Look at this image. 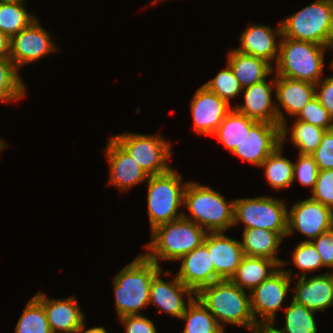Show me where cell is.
I'll list each match as a JSON object with an SVG mask.
<instances>
[{
	"label": "cell",
	"mask_w": 333,
	"mask_h": 333,
	"mask_svg": "<svg viewBox=\"0 0 333 333\" xmlns=\"http://www.w3.org/2000/svg\"><path fill=\"white\" fill-rule=\"evenodd\" d=\"M311 199L333 210V169L319 170Z\"/></svg>",
	"instance_id": "f35d334b"
},
{
	"label": "cell",
	"mask_w": 333,
	"mask_h": 333,
	"mask_svg": "<svg viewBox=\"0 0 333 333\" xmlns=\"http://www.w3.org/2000/svg\"><path fill=\"white\" fill-rule=\"evenodd\" d=\"M0 58H10V37L0 31Z\"/></svg>",
	"instance_id": "ee69618b"
},
{
	"label": "cell",
	"mask_w": 333,
	"mask_h": 333,
	"mask_svg": "<svg viewBox=\"0 0 333 333\" xmlns=\"http://www.w3.org/2000/svg\"><path fill=\"white\" fill-rule=\"evenodd\" d=\"M279 267L274 260L268 258L244 256L230 280L241 289L251 292Z\"/></svg>",
	"instance_id": "484cf974"
},
{
	"label": "cell",
	"mask_w": 333,
	"mask_h": 333,
	"mask_svg": "<svg viewBox=\"0 0 333 333\" xmlns=\"http://www.w3.org/2000/svg\"><path fill=\"white\" fill-rule=\"evenodd\" d=\"M194 130L198 135L212 136L227 113L233 108L217 94L201 85L191 103Z\"/></svg>",
	"instance_id": "5bb4252c"
},
{
	"label": "cell",
	"mask_w": 333,
	"mask_h": 333,
	"mask_svg": "<svg viewBox=\"0 0 333 333\" xmlns=\"http://www.w3.org/2000/svg\"><path fill=\"white\" fill-rule=\"evenodd\" d=\"M85 322L83 321L79 328L74 332V333H108L105 327L102 326H97V327H92L89 329H86L85 327ZM86 329V330H85Z\"/></svg>",
	"instance_id": "bcb514c9"
},
{
	"label": "cell",
	"mask_w": 333,
	"mask_h": 333,
	"mask_svg": "<svg viewBox=\"0 0 333 333\" xmlns=\"http://www.w3.org/2000/svg\"><path fill=\"white\" fill-rule=\"evenodd\" d=\"M251 333H282L278 328L274 327V323H258Z\"/></svg>",
	"instance_id": "f6af8a7d"
},
{
	"label": "cell",
	"mask_w": 333,
	"mask_h": 333,
	"mask_svg": "<svg viewBox=\"0 0 333 333\" xmlns=\"http://www.w3.org/2000/svg\"><path fill=\"white\" fill-rule=\"evenodd\" d=\"M311 155L319 170L333 169V129L326 130L321 144Z\"/></svg>",
	"instance_id": "ab89813d"
},
{
	"label": "cell",
	"mask_w": 333,
	"mask_h": 333,
	"mask_svg": "<svg viewBox=\"0 0 333 333\" xmlns=\"http://www.w3.org/2000/svg\"><path fill=\"white\" fill-rule=\"evenodd\" d=\"M183 206L191 218L185 212L183 217L195 222L206 232H225L234 226V200L227 202L224 196L210 186L187 182Z\"/></svg>",
	"instance_id": "3957f363"
},
{
	"label": "cell",
	"mask_w": 333,
	"mask_h": 333,
	"mask_svg": "<svg viewBox=\"0 0 333 333\" xmlns=\"http://www.w3.org/2000/svg\"><path fill=\"white\" fill-rule=\"evenodd\" d=\"M112 138L149 176L163 174L172 169L168 162L172 155L171 143L165 141L162 135L125 132L112 135Z\"/></svg>",
	"instance_id": "9c48e42d"
},
{
	"label": "cell",
	"mask_w": 333,
	"mask_h": 333,
	"mask_svg": "<svg viewBox=\"0 0 333 333\" xmlns=\"http://www.w3.org/2000/svg\"><path fill=\"white\" fill-rule=\"evenodd\" d=\"M14 333H52L44 307L35 296L26 304Z\"/></svg>",
	"instance_id": "d6a6232c"
},
{
	"label": "cell",
	"mask_w": 333,
	"mask_h": 333,
	"mask_svg": "<svg viewBox=\"0 0 333 333\" xmlns=\"http://www.w3.org/2000/svg\"><path fill=\"white\" fill-rule=\"evenodd\" d=\"M147 182V208L150 229L183 217V194L186 183L182 175L171 169L163 174L149 176Z\"/></svg>",
	"instance_id": "8992f818"
},
{
	"label": "cell",
	"mask_w": 333,
	"mask_h": 333,
	"mask_svg": "<svg viewBox=\"0 0 333 333\" xmlns=\"http://www.w3.org/2000/svg\"><path fill=\"white\" fill-rule=\"evenodd\" d=\"M25 1L0 0V31L10 38L28 27L37 18L27 11Z\"/></svg>",
	"instance_id": "f1b7e54d"
},
{
	"label": "cell",
	"mask_w": 333,
	"mask_h": 333,
	"mask_svg": "<svg viewBox=\"0 0 333 333\" xmlns=\"http://www.w3.org/2000/svg\"><path fill=\"white\" fill-rule=\"evenodd\" d=\"M180 320L186 322L182 333H219L223 329L197 297L189 303Z\"/></svg>",
	"instance_id": "f546056e"
},
{
	"label": "cell",
	"mask_w": 333,
	"mask_h": 333,
	"mask_svg": "<svg viewBox=\"0 0 333 333\" xmlns=\"http://www.w3.org/2000/svg\"><path fill=\"white\" fill-rule=\"evenodd\" d=\"M315 97L333 117V75L327 76L315 84Z\"/></svg>",
	"instance_id": "7bdbcfd3"
},
{
	"label": "cell",
	"mask_w": 333,
	"mask_h": 333,
	"mask_svg": "<svg viewBox=\"0 0 333 333\" xmlns=\"http://www.w3.org/2000/svg\"><path fill=\"white\" fill-rule=\"evenodd\" d=\"M104 150L110 167L108 184L125 192L148 180L149 175L112 137Z\"/></svg>",
	"instance_id": "e0dca14e"
},
{
	"label": "cell",
	"mask_w": 333,
	"mask_h": 333,
	"mask_svg": "<svg viewBox=\"0 0 333 333\" xmlns=\"http://www.w3.org/2000/svg\"><path fill=\"white\" fill-rule=\"evenodd\" d=\"M227 64L233 70L242 88L262 82L274 74V66L266 60L243 54L234 48L228 52Z\"/></svg>",
	"instance_id": "d4e9b609"
},
{
	"label": "cell",
	"mask_w": 333,
	"mask_h": 333,
	"mask_svg": "<svg viewBox=\"0 0 333 333\" xmlns=\"http://www.w3.org/2000/svg\"><path fill=\"white\" fill-rule=\"evenodd\" d=\"M279 144H281V126L257 122L232 154L259 167Z\"/></svg>",
	"instance_id": "9a60e30c"
},
{
	"label": "cell",
	"mask_w": 333,
	"mask_h": 333,
	"mask_svg": "<svg viewBox=\"0 0 333 333\" xmlns=\"http://www.w3.org/2000/svg\"><path fill=\"white\" fill-rule=\"evenodd\" d=\"M203 85L211 92L217 94L221 99L225 100L229 105H231L230 99L243 93V88L228 64L225 69L219 71L214 78Z\"/></svg>",
	"instance_id": "e575fe53"
},
{
	"label": "cell",
	"mask_w": 333,
	"mask_h": 333,
	"mask_svg": "<svg viewBox=\"0 0 333 333\" xmlns=\"http://www.w3.org/2000/svg\"><path fill=\"white\" fill-rule=\"evenodd\" d=\"M6 148V143L4 142L3 139H0V153L2 150H4Z\"/></svg>",
	"instance_id": "c3c4849f"
},
{
	"label": "cell",
	"mask_w": 333,
	"mask_h": 333,
	"mask_svg": "<svg viewBox=\"0 0 333 333\" xmlns=\"http://www.w3.org/2000/svg\"><path fill=\"white\" fill-rule=\"evenodd\" d=\"M257 122L233 107L212 136H216L218 141L232 153Z\"/></svg>",
	"instance_id": "4316f807"
},
{
	"label": "cell",
	"mask_w": 333,
	"mask_h": 333,
	"mask_svg": "<svg viewBox=\"0 0 333 333\" xmlns=\"http://www.w3.org/2000/svg\"><path fill=\"white\" fill-rule=\"evenodd\" d=\"M45 28L36 19L10 38V59L19 71L22 66L38 61L58 50Z\"/></svg>",
	"instance_id": "7c38bea8"
},
{
	"label": "cell",
	"mask_w": 333,
	"mask_h": 333,
	"mask_svg": "<svg viewBox=\"0 0 333 333\" xmlns=\"http://www.w3.org/2000/svg\"><path fill=\"white\" fill-rule=\"evenodd\" d=\"M285 312V326L279 329L282 333H317L315 311L292 300Z\"/></svg>",
	"instance_id": "1f68e13d"
},
{
	"label": "cell",
	"mask_w": 333,
	"mask_h": 333,
	"mask_svg": "<svg viewBox=\"0 0 333 333\" xmlns=\"http://www.w3.org/2000/svg\"><path fill=\"white\" fill-rule=\"evenodd\" d=\"M293 122L289 130L291 141L295 148L299 149V154L311 155L321 144L322 136L326 130L300 120Z\"/></svg>",
	"instance_id": "836d02e7"
},
{
	"label": "cell",
	"mask_w": 333,
	"mask_h": 333,
	"mask_svg": "<svg viewBox=\"0 0 333 333\" xmlns=\"http://www.w3.org/2000/svg\"><path fill=\"white\" fill-rule=\"evenodd\" d=\"M292 269L280 266L266 280L250 293L251 312L256 323H274L277 311L283 310L282 304L287 293L292 291ZM261 318V320H259Z\"/></svg>",
	"instance_id": "30bf717a"
},
{
	"label": "cell",
	"mask_w": 333,
	"mask_h": 333,
	"mask_svg": "<svg viewBox=\"0 0 333 333\" xmlns=\"http://www.w3.org/2000/svg\"><path fill=\"white\" fill-rule=\"evenodd\" d=\"M152 240L143 254L160 266L159 261H177L199 247L207 232L184 217L161 224L151 230Z\"/></svg>",
	"instance_id": "277c9868"
},
{
	"label": "cell",
	"mask_w": 333,
	"mask_h": 333,
	"mask_svg": "<svg viewBox=\"0 0 333 333\" xmlns=\"http://www.w3.org/2000/svg\"><path fill=\"white\" fill-rule=\"evenodd\" d=\"M318 251L323 267L333 268V228L311 241Z\"/></svg>",
	"instance_id": "b9f144b4"
},
{
	"label": "cell",
	"mask_w": 333,
	"mask_h": 333,
	"mask_svg": "<svg viewBox=\"0 0 333 333\" xmlns=\"http://www.w3.org/2000/svg\"><path fill=\"white\" fill-rule=\"evenodd\" d=\"M295 118L325 130L333 129V117L319 103L316 97L312 98Z\"/></svg>",
	"instance_id": "8d00e7d4"
},
{
	"label": "cell",
	"mask_w": 333,
	"mask_h": 333,
	"mask_svg": "<svg viewBox=\"0 0 333 333\" xmlns=\"http://www.w3.org/2000/svg\"><path fill=\"white\" fill-rule=\"evenodd\" d=\"M266 81L267 79L243 88L244 105L233 107L255 121L278 124L276 101L275 104L272 101L273 90L275 92V77L271 78L270 84Z\"/></svg>",
	"instance_id": "7402d4cb"
},
{
	"label": "cell",
	"mask_w": 333,
	"mask_h": 333,
	"mask_svg": "<svg viewBox=\"0 0 333 333\" xmlns=\"http://www.w3.org/2000/svg\"><path fill=\"white\" fill-rule=\"evenodd\" d=\"M35 297L44 307L52 333H74L85 320L74 295L64 299H50L46 294L38 292Z\"/></svg>",
	"instance_id": "44dd1931"
},
{
	"label": "cell",
	"mask_w": 333,
	"mask_h": 333,
	"mask_svg": "<svg viewBox=\"0 0 333 333\" xmlns=\"http://www.w3.org/2000/svg\"><path fill=\"white\" fill-rule=\"evenodd\" d=\"M203 243L208 248L217 276L221 280H230L245 256L240 241L224 232H207Z\"/></svg>",
	"instance_id": "d6986e66"
},
{
	"label": "cell",
	"mask_w": 333,
	"mask_h": 333,
	"mask_svg": "<svg viewBox=\"0 0 333 333\" xmlns=\"http://www.w3.org/2000/svg\"><path fill=\"white\" fill-rule=\"evenodd\" d=\"M326 49L327 50H331V49H333V31H332V33L330 34V38H329V41H328V43H327V45H326ZM331 66H332V68H333V59H332V61H331Z\"/></svg>",
	"instance_id": "7dc6e473"
},
{
	"label": "cell",
	"mask_w": 333,
	"mask_h": 333,
	"mask_svg": "<svg viewBox=\"0 0 333 333\" xmlns=\"http://www.w3.org/2000/svg\"><path fill=\"white\" fill-rule=\"evenodd\" d=\"M196 297L213 314L218 324L240 326L251 331L256 321L251 312L250 293L235 285L231 280H218L202 287Z\"/></svg>",
	"instance_id": "7a4b0ae2"
},
{
	"label": "cell",
	"mask_w": 333,
	"mask_h": 333,
	"mask_svg": "<svg viewBox=\"0 0 333 333\" xmlns=\"http://www.w3.org/2000/svg\"><path fill=\"white\" fill-rule=\"evenodd\" d=\"M282 35L326 46L333 31V0H316L283 21Z\"/></svg>",
	"instance_id": "52a82bcc"
},
{
	"label": "cell",
	"mask_w": 333,
	"mask_h": 333,
	"mask_svg": "<svg viewBox=\"0 0 333 333\" xmlns=\"http://www.w3.org/2000/svg\"><path fill=\"white\" fill-rule=\"evenodd\" d=\"M287 204L270 196L234 199V223L244 228H262L277 232L283 239L287 235Z\"/></svg>",
	"instance_id": "ba28073f"
},
{
	"label": "cell",
	"mask_w": 333,
	"mask_h": 333,
	"mask_svg": "<svg viewBox=\"0 0 333 333\" xmlns=\"http://www.w3.org/2000/svg\"><path fill=\"white\" fill-rule=\"evenodd\" d=\"M177 278L187 287L197 293L202 287L221 280L214 270L207 246L202 243L181 257Z\"/></svg>",
	"instance_id": "ffe728a7"
},
{
	"label": "cell",
	"mask_w": 333,
	"mask_h": 333,
	"mask_svg": "<svg viewBox=\"0 0 333 333\" xmlns=\"http://www.w3.org/2000/svg\"><path fill=\"white\" fill-rule=\"evenodd\" d=\"M332 228L333 210L310 197L295 202L288 211L286 237L297 230L308 237L303 241H312Z\"/></svg>",
	"instance_id": "8fae6325"
},
{
	"label": "cell",
	"mask_w": 333,
	"mask_h": 333,
	"mask_svg": "<svg viewBox=\"0 0 333 333\" xmlns=\"http://www.w3.org/2000/svg\"><path fill=\"white\" fill-rule=\"evenodd\" d=\"M292 260L296 268L302 271L299 276H306L308 272H314L323 267L322 259L311 241L299 242L292 253Z\"/></svg>",
	"instance_id": "d590c367"
},
{
	"label": "cell",
	"mask_w": 333,
	"mask_h": 333,
	"mask_svg": "<svg viewBox=\"0 0 333 333\" xmlns=\"http://www.w3.org/2000/svg\"><path fill=\"white\" fill-rule=\"evenodd\" d=\"M162 269L153 277L150 284L149 304H154L159 311L170 317L180 319L196 293L185 286L175 276L171 281L162 280ZM188 296L187 304L183 298Z\"/></svg>",
	"instance_id": "2e32d148"
},
{
	"label": "cell",
	"mask_w": 333,
	"mask_h": 333,
	"mask_svg": "<svg viewBox=\"0 0 333 333\" xmlns=\"http://www.w3.org/2000/svg\"><path fill=\"white\" fill-rule=\"evenodd\" d=\"M26 85L10 58H0V102H16L26 95Z\"/></svg>",
	"instance_id": "4dcf8cb0"
},
{
	"label": "cell",
	"mask_w": 333,
	"mask_h": 333,
	"mask_svg": "<svg viewBox=\"0 0 333 333\" xmlns=\"http://www.w3.org/2000/svg\"><path fill=\"white\" fill-rule=\"evenodd\" d=\"M318 166L314 157L309 154H298V159L293 163V182L298 179L302 186L311 187L314 189L317 176Z\"/></svg>",
	"instance_id": "74e56055"
},
{
	"label": "cell",
	"mask_w": 333,
	"mask_h": 333,
	"mask_svg": "<svg viewBox=\"0 0 333 333\" xmlns=\"http://www.w3.org/2000/svg\"><path fill=\"white\" fill-rule=\"evenodd\" d=\"M281 37V22L275 30L267 25L251 23L239 37L240 46L234 49L243 54L264 59L270 64L275 61L274 64H276L279 57Z\"/></svg>",
	"instance_id": "ac0fdd59"
},
{
	"label": "cell",
	"mask_w": 333,
	"mask_h": 333,
	"mask_svg": "<svg viewBox=\"0 0 333 333\" xmlns=\"http://www.w3.org/2000/svg\"><path fill=\"white\" fill-rule=\"evenodd\" d=\"M296 287H292L294 291L293 300L306 306L315 312H324L333 305V284L328 274H318L314 276H297Z\"/></svg>",
	"instance_id": "603a6c76"
},
{
	"label": "cell",
	"mask_w": 333,
	"mask_h": 333,
	"mask_svg": "<svg viewBox=\"0 0 333 333\" xmlns=\"http://www.w3.org/2000/svg\"><path fill=\"white\" fill-rule=\"evenodd\" d=\"M328 274H329V276H330V278H331V280H332V284H333V272L330 273V272L328 271Z\"/></svg>",
	"instance_id": "681fc988"
},
{
	"label": "cell",
	"mask_w": 333,
	"mask_h": 333,
	"mask_svg": "<svg viewBox=\"0 0 333 333\" xmlns=\"http://www.w3.org/2000/svg\"><path fill=\"white\" fill-rule=\"evenodd\" d=\"M283 147V144H279L259 166L265 168V178L275 190L285 189L293 184V162L282 156Z\"/></svg>",
	"instance_id": "83f0119b"
},
{
	"label": "cell",
	"mask_w": 333,
	"mask_h": 333,
	"mask_svg": "<svg viewBox=\"0 0 333 333\" xmlns=\"http://www.w3.org/2000/svg\"><path fill=\"white\" fill-rule=\"evenodd\" d=\"M161 269L141 253L117 272L113 279L117 318L141 314L149 305L151 281Z\"/></svg>",
	"instance_id": "6da1fadb"
},
{
	"label": "cell",
	"mask_w": 333,
	"mask_h": 333,
	"mask_svg": "<svg viewBox=\"0 0 333 333\" xmlns=\"http://www.w3.org/2000/svg\"><path fill=\"white\" fill-rule=\"evenodd\" d=\"M326 46L282 35L274 73L289 79L318 83L324 69Z\"/></svg>",
	"instance_id": "5b68a950"
},
{
	"label": "cell",
	"mask_w": 333,
	"mask_h": 333,
	"mask_svg": "<svg viewBox=\"0 0 333 333\" xmlns=\"http://www.w3.org/2000/svg\"><path fill=\"white\" fill-rule=\"evenodd\" d=\"M126 333H157L154 322L143 314L118 318Z\"/></svg>",
	"instance_id": "60d3db41"
},
{
	"label": "cell",
	"mask_w": 333,
	"mask_h": 333,
	"mask_svg": "<svg viewBox=\"0 0 333 333\" xmlns=\"http://www.w3.org/2000/svg\"><path fill=\"white\" fill-rule=\"evenodd\" d=\"M219 333H225V329H222Z\"/></svg>",
	"instance_id": "f907efd6"
},
{
	"label": "cell",
	"mask_w": 333,
	"mask_h": 333,
	"mask_svg": "<svg viewBox=\"0 0 333 333\" xmlns=\"http://www.w3.org/2000/svg\"><path fill=\"white\" fill-rule=\"evenodd\" d=\"M242 235L240 243L245 256L268 258L282 267L290 264V261L277 258V249L283 240L277 232L262 228H243Z\"/></svg>",
	"instance_id": "cb8c5ba5"
},
{
	"label": "cell",
	"mask_w": 333,
	"mask_h": 333,
	"mask_svg": "<svg viewBox=\"0 0 333 333\" xmlns=\"http://www.w3.org/2000/svg\"><path fill=\"white\" fill-rule=\"evenodd\" d=\"M275 76V96L280 104L276 105L278 124L281 126V144H284L288 136V126L286 124V115L283 113L286 111L295 119L302 108L315 97V84L283 76ZM279 106L283 110H280Z\"/></svg>",
	"instance_id": "4fadbf2b"
}]
</instances>
